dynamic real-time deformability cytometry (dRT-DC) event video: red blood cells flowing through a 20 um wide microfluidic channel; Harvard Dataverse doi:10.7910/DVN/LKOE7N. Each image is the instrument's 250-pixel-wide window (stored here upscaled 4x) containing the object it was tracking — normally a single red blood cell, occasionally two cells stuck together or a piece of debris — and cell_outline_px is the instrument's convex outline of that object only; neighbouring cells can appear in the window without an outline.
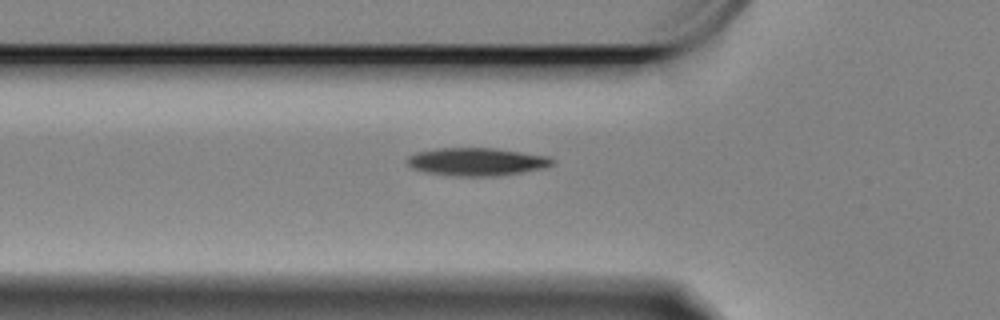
{"species": "Egyptian fruit bat (a non-hibernating species)", "species_latin": "Rousettus aegyptiacus", "temperature_condition": "cold", "stored_images_in_passage": 36, "camera_frame_rate_fps": 3000, "um_per_image_px": 0.085, "animal": {"sex": "female"}, "frame": {"image": 1, "passage_image": 2, "time_ms": 0.333, "image_size_px": [1000, 320], "cell_outline_px": [[556, 160], [552, 164], [540, 168], [520, 172], [480, 176], [472, 176], [432, 172], [416, 168], [408, 164], [408, 156], [416, 152], [436, 148], [492, 148], [548, 156]], "centroid_in_image_um": [40.54, 13.71], "position_along_channel_um": 85.3, "area_um2": 22.54}}
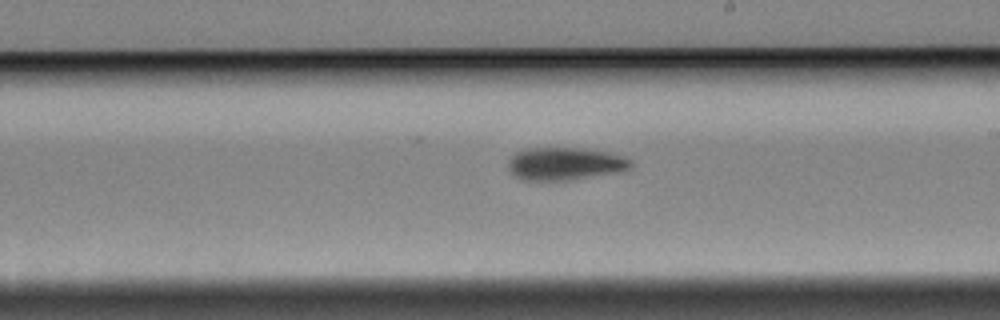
{"frame": {"image": 2, "passage_image": 16, "time_ms": 5.0, "image_size_px": [1000, 320], "cell_outline_px": [[632, 164], [628, 168], [616, 172], [560, 180], [528, 180], [516, 176], [512, 172], [508, 164], [512, 156], [516, 152], [524, 148], [584, 148], [608, 152], [624, 156], [632, 160]], "centroid_in_image_um": [48.02, 13.88], "position_along_channel_um": 241.0, "area_um2": 22.83}}
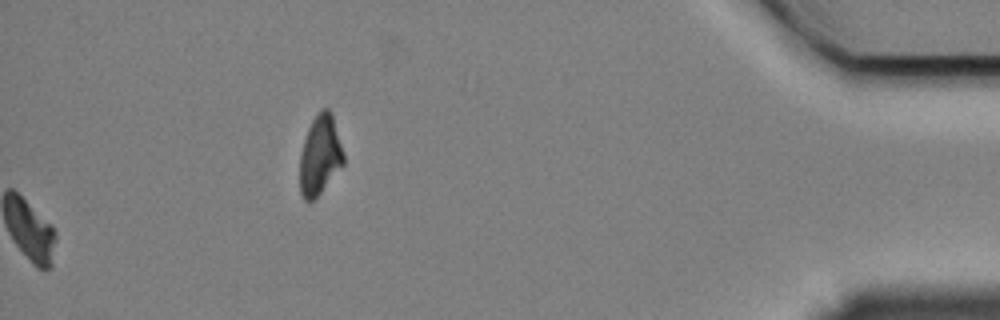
{"frame": {"image": 3, "passage_image": 36, "time_ms": 11.667, "image_size_px": [1000, 320], "cell_outline_px": [[344, 164], [320, 192], [312, 200], [304, 200], [300, 192], [300, 156], [304, 140], [308, 128], [316, 112], [320, 108], [328, 108], [332, 112], [344, 152]], "centroid_in_image_um": [27.21, 13.13], "position_along_channel_um": 408.0, "area_um2": 20.29}}